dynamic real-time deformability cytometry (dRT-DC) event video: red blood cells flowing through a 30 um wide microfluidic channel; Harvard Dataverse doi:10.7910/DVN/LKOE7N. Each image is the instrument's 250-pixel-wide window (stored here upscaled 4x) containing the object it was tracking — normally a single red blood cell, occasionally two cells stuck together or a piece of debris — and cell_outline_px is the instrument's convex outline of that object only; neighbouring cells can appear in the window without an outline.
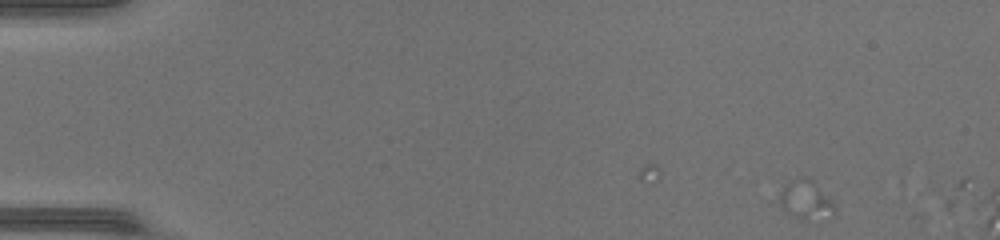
{"species": "common noctule bat (a hibernating species)", "species_latin": "Nyctalus noctula", "temperature_condition": "warm", "stored_images_in_passage": 2, "camera_frame_rate_fps": 3000, "um_per_image_px": 0.085, "animal": {"sex": "female", "body_mass_g": 17.0, "forearm_length_mm": 48.0}, "frame": {"image": 1, "passage_image": 1, "time_ms": 0.0, "image_size_px": [1000, 240], "cell_outline_px": [[836, 216], [804, 220], [800, 220], [788, 212], [784, 208], [780, 200], [780, 192], [792, 180], [808, 176], [832, 196], [836, 208]], "centroid_in_image_um": [68.62, 17.0], "position_along_channel_um": 16.4, "area_um2": 12.66}}